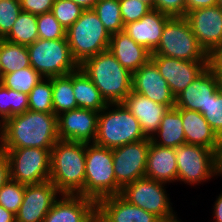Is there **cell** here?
I'll list each match as a JSON object with an SVG mask.
<instances>
[{
	"label": "cell",
	"mask_w": 222,
	"mask_h": 222,
	"mask_svg": "<svg viewBox=\"0 0 222 222\" xmlns=\"http://www.w3.org/2000/svg\"><path fill=\"white\" fill-rule=\"evenodd\" d=\"M37 30L40 39H67L66 29L58 22L51 11L37 15Z\"/></svg>",
	"instance_id": "37"
},
{
	"label": "cell",
	"mask_w": 222,
	"mask_h": 222,
	"mask_svg": "<svg viewBox=\"0 0 222 222\" xmlns=\"http://www.w3.org/2000/svg\"><path fill=\"white\" fill-rule=\"evenodd\" d=\"M171 16L156 9L150 10L140 20L126 24L124 32L151 53L160 43L166 22Z\"/></svg>",
	"instance_id": "21"
},
{
	"label": "cell",
	"mask_w": 222,
	"mask_h": 222,
	"mask_svg": "<svg viewBox=\"0 0 222 222\" xmlns=\"http://www.w3.org/2000/svg\"><path fill=\"white\" fill-rule=\"evenodd\" d=\"M217 5L222 9V0H217Z\"/></svg>",
	"instance_id": "53"
},
{
	"label": "cell",
	"mask_w": 222,
	"mask_h": 222,
	"mask_svg": "<svg viewBox=\"0 0 222 222\" xmlns=\"http://www.w3.org/2000/svg\"><path fill=\"white\" fill-rule=\"evenodd\" d=\"M108 51L132 74L148 63L152 54L124 31L111 35Z\"/></svg>",
	"instance_id": "24"
},
{
	"label": "cell",
	"mask_w": 222,
	"mask_h": 222,
	"mask_svg": "<svg viewBox=\"0 0 222 222\" xmlns=\"http://www.w3.org/2000/svg\"><path fill=\"white\" fill-rule=\"evenodd\" d=\"M185 18L208 55L222 46V9L218 5L192 10Z\"/></svg>",
	"instance_id": "15"
},
{
	"label": "cell",
	"mask_w": 222,
	"mask_h": 222,
	"mask_svg": "<svg viewBox=\"0 0 222 222\" xmlns=\"http://www.w3.org/2000/svg\"><path fill=\"white\" fill-rule=\"evenodd\" d=\"M92 222H101L97 217Z\"/></svg>",
	"instance_id": "54"
},
{
	"label": "cell",
	"mask_w": 222,
	"mask_h": 222,
	"mask_svg": "<svg viewBox=\"0 0 222 222\" xmlns=\"http://www.w3.org/2000/svg\"><path fill=\"white\" fill-rule=\"evenodd\" d=\"M221 86V79L208 65L183 92L175 97V107L203 114L211 96Z\"/></svg>",
	"instance_id": "17"
},
{
	"label": "cell",
	"mask_w": 222,
	"mask_h": 222,
	"mask_svg": "<svg viewBox=\"0 0 222 222\" xmlns=\"http://www.w3.org/2000/svg\"><path fill=\"white\" fill-rule=\"evenodd\" d=\"M150 138L112 149L116 183L123 188L145 177Z\"/></svg>",
	"instance_id": "12"
},
{
	"label": "cell",
	"mask_w": 222,
	"mask_h": 222,
	"mask_svg": "<svg viewBox=\"0 0 222 222\" xmlns=\"http://www.w3.org/2000/svg\"><path fill=\"white\" fill-rule=\"evenodd\" d=\"M112 149L95 143H86L84 197L96 202L107 196L118 195Z\"/></svg>",
	"instance_id": "6"
},
{
	"label": "cell",
	"mask_w": 222,
	"mask_h": 222,
	"mask_svg": "<svg viewBox=\"0 0 222 222\" xmlns=\"http://www.w3.org/2000/svg\"><path fill=\"white\" fill-rule=\"evenodd\" d=\"M72 85L78 108L100 112L108 105L100 91L80 67L72 72Z\"/></svg>",
	"instance_id": "27"
},
{
	"label": "cell",
	"mask_w": 222,
	"mask_h": 222,
	"mask_svg": "<svg viewBox=\"0 0 222 222\" xmlns=\"http://www.w3.org/2000/svg\"><path fill=\"white\" fill-rule=\"evenodd\" d=\"M24 191L25 184L9 180L0 189V205L16 214L23 201Z\"/></svg>",
	"instance_id": "35"
},
{
	"label": "cell",
	"mask_w": 222,
	"mask_h": 222,
	"mask_svg": "<svg viewBox=\"0 0 222 222\" xmlns=\"http://www.w3.org/2000/svg\"><path fill=\"white\" fill-rule=\"evenodd\" d=\"M99 112L92 109L77 108L57 116L60 140L94 143L97 135Z\"/></svg>",
	"instance_id": "14"
},
{
	"label": "cell",
	"mask_w": 222,
	"mask_h": 222,
	"mask_svg": "<svg viewBox=\"0 0 222 222\" xmlns=\"http://www.w3.org/2000/svg\"><path fill=\"white\" fill-rule=\"evenodd\" d=\"M151 142L168 148L186 144L181 109L173 107L163 116L159 129L150 138Z\"/></svg>",
	"instance_id": "26"
},
{
	"label": "cell",
	"mask_w": 222,
	"mask_h": 222,
	"mask_svg": "<svg viewBox=\"0 0 222 222\" xmlns=\"http://www.w3.org/2000/svg\"><path fill=\"white\" fill-rule=\"evenodd\" d=\"M0 222H16L15 214L0 205Z\"/></svg>",
	"instance_id": "47"
},
{
	"label": "cell",
	"mask_w": 222,
	"mask_h": 222,
	"mask_svg": "<svg viewBox=\"0 0 222 222\" xmlns=\"http://www.w3.org/2000/svg\"><path fill=\"white\" fill-rule=\"evenodd\" d=\"M93 10L110 35L124 31L119 0H98Z\"/></svg>",
	"instance_id": "32"
},
{
	"label": "cell",
	"mask_w": 222,
	"mask_h": 222,
	"mask_svg": "<svg viewBox=\"0 0 222 222\" xmlns=\"http://www.w3.org/2000/svg\"><path fill=\"white\" fill-rule=\"evenodd\" d=\"M86 143L59 140L51 150L49 180L62 194L84 196Z\"/></svg>",
	"instance_id": "2"
},
{
	"label": "cell",
	"mask_w": 222,
	"mask_h": 222,
	"mask_svg": "<svg viewBox=\"0 0 222 222\" xmlns=\"http://www.w3.org/2000/svg\"><path fill=\"white\" fill-rule=\"evenodd\" d=\"M2 77H3V70H2V67H1V63H0V81L2 80Z\"/></svg>",
	"instance_id": "51"
},
{
	"label": "cell",
	"mask_w": 222,
	"mask_h": 222,
	"mask_svg": "<svg viewBox=\"0 0 222 222\" xmlns=\"http://www.w3.org/2000/svg\"><path fill=\"white\" fill-rule=\"evenodd\" d=\"M84 10L71 0H54L51 12L67 30L82 15Z\"/></svg>",
	"instance_id": "36"
},
{
	"label": "cell",
	"mask_w": 222,
	"mask_h": 222,
	"mask_svg": "<svg viewBox=\"0 0 222 222\" xmlns=\"http://www.w3.org/2000/svg\"><path fill=\"white\" fill-rule=\"evenodd\" d=\"M10 180V166L6 153L0 148V189Z\"/></svg>",
	"instance_id": "44"
},
{
	"label": "cell",
	"mask_w": 222,
	"mask_h": 222,
	"mask_svg": "<svg viewBox=\"0 0 222 222\" xmlns=\"http://www.w3.org/2000/svg\"><path fill=\"white\" fill-rule=\"evenodd\" d=\"M220 175L222 176V153L220 155Z\"/></svg>",
	"instance_id": "50"
},
{
	"label": "cell",
	"mask_w": 222,
	"mask_h": 222,
	"mask_svg": "<svg viewBox=\"0 0 222 222\" xmlns=\"http://www.w3.org/2000/svg\"><path fill=\"white\" fill-rule=\"evenodd\" d=\"M154 9L171 17H185V0H155Z\"/></svg>",
	"instance_id": "41"
},
{
	"label": "cell",
	"mask_w": 222,
	"mask_h": 222,
	"mask_svg": "<svg viewBox=\"0 0 222 222\" xmlns=\"http://www.w3.org/2000/svg\"><path fill=\"white\" fill-rule=\"evenodd\" d=\"M27 49L31 67L43 78L65 76L79 68L72 57L67 39L38 38Z\"/></svg>",
	"instance_id": "8"
},
{
	"label": "cell",
	"mask_w": 222,
	"mask_h": 222,
	"mask_svg": "<svg viewBox=\"0 0 222 222\" xmlns=\"http://www.w3.org/2000/svg\"><path fill=\"white\" fill-rule=\"evenodd\" d=\"M21 11L19 0H0V39L10 32Z\"/></svg>",
	"instance_id": "39"
},
{
	"label": "cell",
	"mask_w": 222,
	"mask_h": 222,
	"mask_svg": "<svg viewBox=\"0 0 222 222\" xmlns=\"http://www.w3.org/2000/svg\"><path fill=\"white\" fill-rule=\"evenodd\" d=\"M132 90L156 103L175 106V96L168 82L151 60L132 74Z\"/></svg>",
	"instance_id": "20"
},
{
	"label": "cell",
	"mask_w": 222,
	"mask_h": 222,
	"mask_svg": "<svg viewBox=\"0 0 222 222\" xmlns=\"http://www.w3.org/2000/svg\"><path fill=\"white\" fill-rule=\"evenodd\" d=\"M96 217L101 222H161L153 213L128 202L120 194L99 199Z\"/></svg>",
	"instance_id": "18"
},
{
	"label": "cell",
	"mask_w": 222,
	"mask_h": 222,
	"mask_svg": "<svg viewBox=\"0 0 222 222\" xmlns=\"http://www.w3.org/2000/svg\"><path fill=\"white\" fill-rule=\"evenodd\" d=\"M53 86V113L59 115L62 112L77 109L76 98L73 92L72 72L65 76L52 77Z\"/></svg>",
	"instance_id": "30"
},
{
	"label": "cell",
	"mask_w": 222,
	"mask_h": 222,
	"mask_svg": "<svg viewBox=\"0 0 222 222\" xmlns=\"http://www.w3.org/2000/svg\"><path fill=\"white\" fill-rule=\"evenodd\" d=\"M161 76L168 82L176 97L209 65V62H193L165 56H151Z\"/></svg>",
	"instance_id": "16"
},
{
	"label": "cell",
	"mask_w": 222,
	"mask_h": 222,
	"mask_svg": "<svg viewBox=\"0 0 222 222\" xmlns=\"http://www.w3.org/2000/svg\"><path fill=\"white\" fill-rule=\"evenodd\" d=\"M9 160L10 180L28 185L49 180L51 151L36 147L3 150Z\"/></svg>",
	"instance_id": "11"
},
{
	"label": "cell",
	"mask_w": 222,
	"mask_h": 222,
	"mask_svg": "<svg viewBox=\"0 0 222 222\" xmlns=\"http://www.w3.org/2000/svg\"><path fill=\"white\" fill-rule=\"evenodd\" d=\"M202 115L210 127L222 139V86L211 96Z\"/></svg>",
	"instance_id": "38"
},
{
	"label": "cell",
	"mask_w": 222,
	"mask_h": 222,
	"mask_svg": "<svg viewBox=\"0 0 222 222\" xmlns=\"http://www.w3.org/2000/svg\"><path fill=\"white\" fill-rule=\"evenodd\" d=\"M151 56H165L193 62H209L185 17H171L165 24L161 40Z\"/></svg>",
	"instance_id": "7"
},
{
	"label": "cell",
	"mask_w": 222,
	"mask_h": 222,
	"mask_svg": "<svg viewBox=\"0 0 222 222\" xmlns=\"http://www.w3.org/2000/svg\"><path fill=\"white\" fill-rule=\"evenodd\" d=\"M79 67L107 103H123L132 90V73L108 50L86 59Z\"/></svg>",
	"instance_id": "3"
},
{
	"label": "cell",
	"mask_w": 222,
	"mask_h": 222,
	"mask_svg": "<svg viewBox=\"0 0 222 222\" xmlns=\"http://www.w3.org/2000/svg\"><path fill=\"white\" fill-rule=\"evenodd\" d=\"M186 144H194L222 153V139L210 127L204 116L193 110L181 109Z\"/></svg>",
	"instance_id": "23"
},
{
	"label": "cell",
	"mask_w": 222,
	"mask_h": 222,
	"mask_svg": "<svg viewBox=\"0 0 222 222\" xmlns=\"http://www.w3.org/2000/svg\"><path fill=\"white\" fill-rule=\"evenodd\" d=\"M39 38L37 30V15L21 11L10 32L4 40L28 46Z\"/></svg>",
	"instance_id": "28"
},
{
	"label": "cell",
	"mask_w": 222,
	"mask_h": 222,
	"mask_svg": "<svg viewBox=\"0 0 222 222\" xmlns=\"http://www.w3.org/2000/svg\"><path fill=\"white\" fill-rule=\"evenodd\" d=\"M161 222H181V221H179V220L176 218V219H173V220H167V221H161Z\"/></svg>",
	"instance_id": "52"
},
{
	"label": "cell",
	"mask_w": 222,
	"mask_h": 222,
	"mask_svg": "<svg viewBox=\"0 0 222 222\" xmlns=\"http://www.w3.org/2000/svg\"><path fill=\"white\" fill-rule=\"evenodd\" d=\"M145 177L165 184L177 182L175 148L161 147L150 140Z\"/></svg>",
	"instance_id": "25"
},
{
	"label": "cell",
	"mask_w": 222,
	"mask_h": 222,
	"mask_svg": "<svg viewBox=\"0 0 222 222\" xmlns=\"http://www.w3.org/2000/svg\"><path fill=\"white\" fill-rule=\"evenodd\" d=\"M141 2L146 3L149 5L152 9H154L155 0H140Z\"/></svg>",
	"instance_id": "49"
},
{
	"label": "cell",
	"mask_w": 222,
	"mask_h": 222,
	"mask_svg": "<svg viewBox=\"0 0 222 222\" xmlns=\"http://www.w3.org/2000/svg\"><path fill=\"white\" fill-rule=\"evenodd\" d=\"M124 26L140 20L152 8L140 0H119Z\"/></svg>",
	"instance_id": "40"
},
{
	"label": "cell",
	"mask_w": 222,
	"mask_h": 222,
	"mask_svg": "<svg viewBox=\"0 0 222 222\" xmlns=\"http://www.w3.org/2000/svg\"><path fill=\"white\" fill-rule=\"evenodd\" d=\"M81 6L83 9H93L98 0H71Z\"/></svg>",
	"instance_id": "48"
},
{
	"label": "cell",
	"mask_w": 222,
	"mask_h": 222,
	"mask_svg": "<svg viewBox=\"0 0 222 222\" xmlns=\"http://www.w3.org/2000/svg\"><path fill=\"white\" fill-rule=\"evenodd\" d=\"M209 66L222 81V46L209 55Z\"/></svg>",
	"instance_id": "43"
},
{
	"label": "cell",
	"mask_w": 222,
	"mask_h": 222,
	"mask_svg": "<svg viewBox=\"0 0 222 222\" xmlns=\"http://www.w3.org/2000/svg\"><path fill=\"white\" fill-rule=\"evenodd\" d=\"M177 181L196 185L220 176V155L200 145L183 144L175 148Z\"/></svg>",
	"instance_id": "9"
},
{
	"label": "cell",
	"mask_w": 222,
	"mask_h": 222,
	"mask_svg": "<svg viewBox=\"0 0 222 222\" xmlns=\"http://www.w3.org/2000/svg\"><path fill=\"white\" fill-rule=\"evenodd\" d=\"M66 38L72 57L81 65L86 59L108 50L111 35L97 13L86 9L66 30Z\"/></svg>",
	"instance_id": "5"
},
{
	"label": "cell",
	"mask_w": 222,
	"mask_h": 222,
	"mask_svg": "<svg viewBox=\"0 0 222 222\" xmlns=\"http://www.w3.org/2000/svg\"><path fill=\"white\" fill-rule=\"evenodd\" d=\"M57 115L27 110L1 125V150L36 147L52 150L59 141Z\"/></svg>",
	"instance_id": "1"
},
{
	"label": "cell",
	"mask_w": 222,
	"mask_h": 222,
	"mask_svg": "<svg viewBox=\"0 0 222 222\" xmlns=\"http://www.w3.org/2000/svg\"><path fill=\"white\" fill-rule=\"evenodd\" d=\"M143 139L139 121L123 103H108L99 112L95 144L113 149Z\"/></svg>",
	"instance_id": "4"
},
{
	"label": "cell",
	"mask_w": 222,
	"mask_h": 222,
	"mask_svg": "<svg viewBox=\"0 0 222 222\" xmlns=\"http://www.w3.org/2000/svg\"><path fill=\"white\" fill-rule=\"evenodd\" d=\"M95 218V200L81 195L62 194L54 202L43 222H92Z\"/></svg>",
	"instance_id": "19"
},
{
	"label": "cell",
	"mask_w": 222,
	"mask_h": 222,
	"mask_svg": "<svg viewBox=\"0 0 222 222\" xmlns=\"http://www.w3.org/2000/svg\"><path fill=\"white\" fill-rule=\"evenodd\" d=\"M186 14L192 10L212 7L217 5V0H185Z\"/></svg>",
	"instance_id": "45"
},
{
	"label": "cell",
	"mask_w": 222,
	"mask_h": 222,
	"mask_svg": "<svg viewBox=\"0 0 222 222\" xmlns=\"http://www.w3.org/2000/svg\"><path fill=\"white\" fill-rule=\"evenodd\" d=\"M22 11L40 15L52 10L54 0H19Z\"/></svg>",
	"instance_id": "42"
},
{
	"label": "cell",
	"mask_w": 222,
	"mask_h": 222,
	"mask_svg": "<svg viewBox=\"0 0 222 222\" xmlns=\"http://www.w3.org/2000/svg\"><path fill=\"white\" fill-rule=\"evenodd\" d=\"M164 186L165 183L143 177L124 186L120 195L135 206L153 213L161 221L173 220L177 216Z\"/></svg>",
	"instance_id": "10"
},
{
	"label": "cell",
	"mask_w": 222,
	"mask_h": 222,
	"mask_svg": "<svg viewBox=\"0 0 222 222\" xmlns=\"http://www.w3.org/2000/svg\"><path fill=\"white\" fill-rule=\"evenodd\" d=\"M27 110H29L28 95L9 89L0 83V125Z\"/></svg>",
	"instance_id": "31"
},
{
	"label": "cell",
	"mask_w": 222,
	"mask_h": 222,
	"mask_svg": "<svg viewBox=\"0 0 222 222\" xmlns=\"http://www.w3.org/2000/svg\"><path fill=\"white\" fill-rule=\"evenodd\" d=\"M52 78H43L30 91L29 110L34 112L53 113Z\"/></svg>",
	"instance_id": "34"
},
{
	"label": "cell",
	"mask_w": 222,
	"mask_h": 222,
	"mask_svg": "<svg viewBox=\"0 0 222 222\" xmlns=\"http://www.w3.org/2000/svg\"><path fill=\"white\" fill-rule=\"evenodd\" d=\"M60 195L61 193L50 180L39 184L25 185L23 201L15 214V221L43 222Z\"/></svg>",
	"instance_id": "13"
},
{
	"label": "cell",
	"mask_w": 222,
	"mask_h": 222,
	"mask_svg": "<svg viewBox=\"0 0 222 222\" xmlns=\"http://www.w3.org/2000/svg\"><path fill=\"white\" fill-rule=\"evenodd\" d=\"M123 104L139 121L140 127L147 138H151L159 129L161 120L168 110L175 107L151 101L146 96L133 90L128 94Z\"/></svg>",
	"instance_id": "22"
},
{
	"label": "cell",
	"mask_w": 222,
	"mask_h": 222,
	"mask_svg": "<svg viewBox=\"0 0 222 222\" xmlns=\"http://www.w3.org/2000/svg\"><path fill=\"white\" fill-rule=\"evenodd\" d=\"M213 207V215L215 217V222H222V193H220V195L217 197Z\"/></svg>",
	"instance_id": "46"
},
{
	"label": "cell",
	"mask_w": 222,
	"mask_h": 222,
	"mask_svg": "<svg viewBox=\"0 0 222 222\" xmlns=\"http://www.w3.org/2000/svg\"><path fill=\"white\" fill-rule=\"evenodd\" d=\"M43 77L31 66L9 74H4L0 81L5 87L29 95L34 86Z\"/></svg>",
	"instance_id": "33"
},
{
	"label": "cell",
	"mask_w": 222,
	"mask_h": 222,
	"mask_svg": "<svg viewBox=\"0 0 222 222\" xmlns=\"http://www.w3.org/2000/svg\"><path fill=\"white\" fill-rule=\"evenodd\" d=\"M0 63L3 75L30 67L27 46L0 39Z\"/></svg>",
	"instance_id": "29"
}]
</instances>
